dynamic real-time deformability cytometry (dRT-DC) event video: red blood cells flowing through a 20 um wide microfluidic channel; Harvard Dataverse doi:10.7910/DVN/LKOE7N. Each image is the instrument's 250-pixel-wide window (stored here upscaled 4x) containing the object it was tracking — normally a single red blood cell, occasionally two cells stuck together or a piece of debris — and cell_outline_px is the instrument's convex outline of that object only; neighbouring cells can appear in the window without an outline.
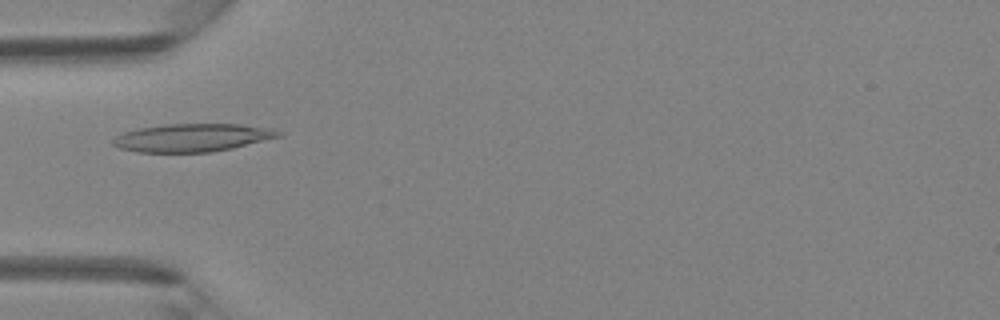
{"species": "Egyptian fruit bat (a non-hibernating species)", "species_latin": "Rousettus aegyptiacus", "temperature_condition": "room temperature", "stored_images_in_passage": 46, "camera_frame_rate_fps": 3000, "um_per_image_px": 0.085, "animal": {"sex": "female"}, "frame": {"image": 1, "passage_image": 15, "time_ms": 4.667, "image_size_px": [1000, 320], "cell_outline_px": [[284, 136], [232, 148], [212, 152], [136, 152], [120, 148], [112, 144], [112, 140], [116, 136], [124, 132], [140, 128], [164, 124], [240, 124], [272, 128], [284, 132]], "centroid_in_image_um": [16.41, 11.7], "position_along_channel_um": 68.6, "area_um2": 27.17}}
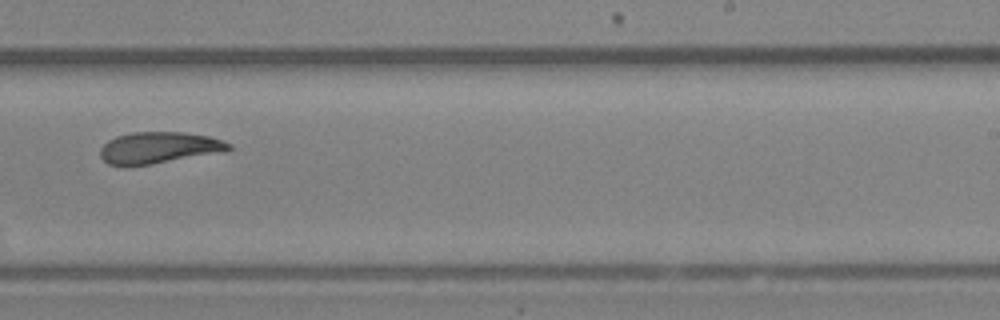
{"frame": {"image": 2, "passage_image": 29, "time_ms": 9.333, "image_size_px": [1000, 320], "cell_outline_px": [[232, 148], [228, 152], [152, 164], [124, 168], [108, 164], [100, 156], [100, 148], [108, 140], [116, 136], [132, 132], [184, 132], [208, 136], [232, 144]], "centroid_in_image_um": [13.5, 12.58], "position_along_channel_um": 275.5, "area_um2": 24.22}}
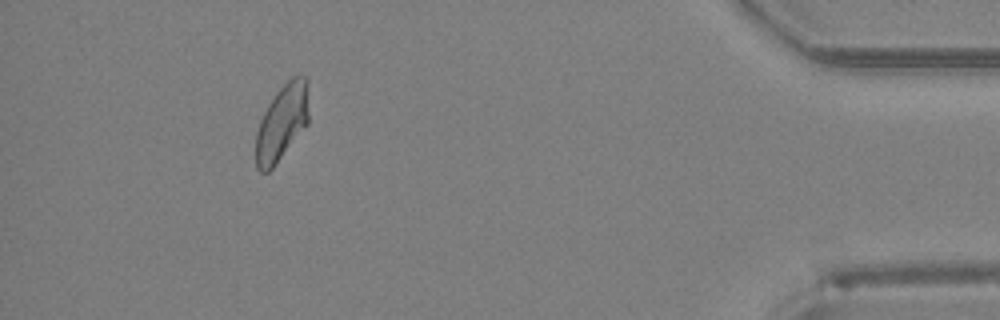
{"frame": {"image": 3, "passage_image": 42, "time_ms": 13.667, "image_size_px": [1000, 320], "cell_outline_px": [[308, 124], [272, 168], [268, 172], [260, 172], [256, 168], [256, 132], [260, 120], [268, 104], [276, 92], [292, 76], [300, 72], [308, 80]], "centroid_in_image_um": [23.98, 10.37], "position_along_channel_um": 411.2, "area_um2": 23.58}}